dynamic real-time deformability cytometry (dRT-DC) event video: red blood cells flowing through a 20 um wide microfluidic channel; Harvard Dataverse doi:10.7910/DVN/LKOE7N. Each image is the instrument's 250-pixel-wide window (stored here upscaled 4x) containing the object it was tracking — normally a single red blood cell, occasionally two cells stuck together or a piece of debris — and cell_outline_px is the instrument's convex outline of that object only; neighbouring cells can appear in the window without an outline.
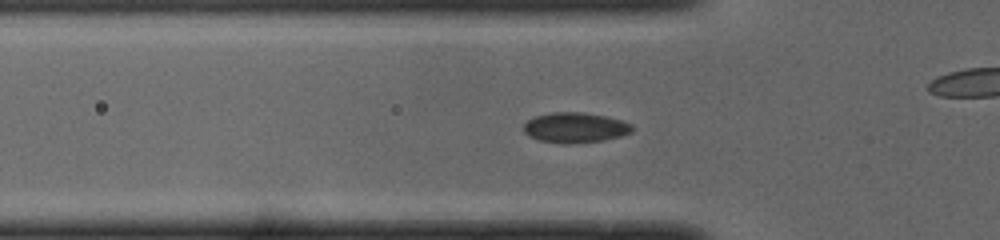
{"species": "common noctule bat (a hibernating species)", "species_latin": "Nyctalus noctula", "temperature_condition": "cold", "stored_images_in_passage": 41, "camera_frame_rate_fps": 3000, "um_per_image_px": 0.085, "animal": {"sex": "male", "body_mass_g": 19.0, "forearm_length_mm": 50.8}, "frame": {"image": 1, "passage_image": 11, "time_ms": 3.333, "image_size_px": [1000, 240], "cell_outline_px": [[632, 132], [620, 136], [604, 140], [572, 144], [560, 144], [540, 140], [528, 136], [524, 132], [524, 124], [528, 120], [536, 116], [552, 112], [584, 112], [604, 116], [620, 120], [632, 124]], "centroid_in_image_um": [48.87, 10.86], "position_along_channel_um": 76.9, "area_um2": 19.13}}
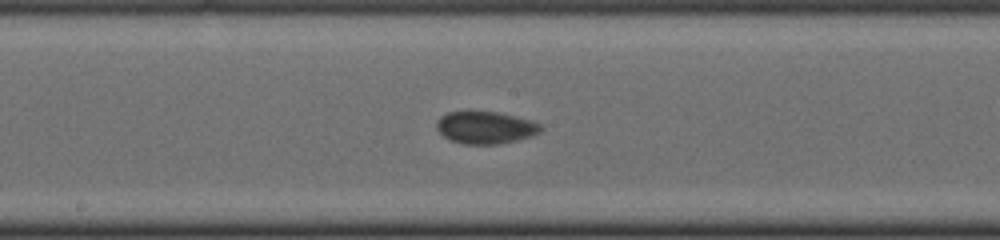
{"frame": {"image": 2, "passage_image": 21, "time_ms": 6.667, "image_size_px": [1000, 240], "cell_outline_px": [[544, 128], [540, 132], [532, 136], [500, 144], [464, 144], [452, 140], [444, 136], [436, 128], [436, 120], [440, 116], [448, 112], [496, 112], [528, 120], [540, 124]], "centroid_in_image_um": [41.25, 10.85], "position_along_channel_um": 207.0, "area_um2": 19.36}}
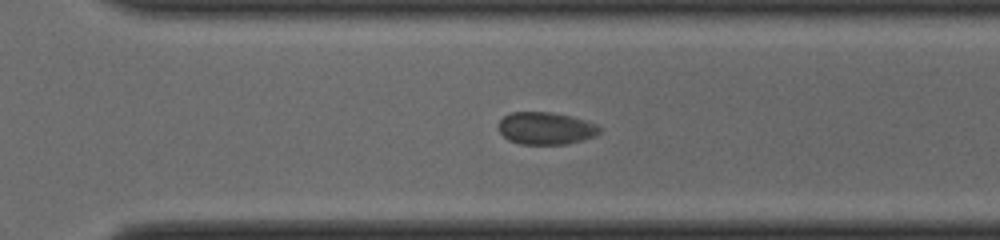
{"frame": {"image": 3, "passage_image": 30, "time_ms": 9.667, "image_size_px": [1000, 240], "cell_outline_px": [[604, 128], [596, 136], [584, 140], [568, 144], [520, 144], [508, 140], [500, 132], [500, 120], [504, 116], [512, 112], [552, 112], [584, 120], [596, 124]], "centroid_in_image_um": [46.44, 10.92], "position_along_channel_um": 324.2, "area_um2": 19.07}, "authors_computed_cell_mechanics": {"area_um2": 19.1896, "velocity_mm_per_s": 3.8974, "shape_relaxation_time_tau1_ms": 5.4016, "shape_relaxation_time_tau2_ms": 0.8124, "deformation_change_tau1": 0.0477, "deformation_change_tau2": 0.0314}}